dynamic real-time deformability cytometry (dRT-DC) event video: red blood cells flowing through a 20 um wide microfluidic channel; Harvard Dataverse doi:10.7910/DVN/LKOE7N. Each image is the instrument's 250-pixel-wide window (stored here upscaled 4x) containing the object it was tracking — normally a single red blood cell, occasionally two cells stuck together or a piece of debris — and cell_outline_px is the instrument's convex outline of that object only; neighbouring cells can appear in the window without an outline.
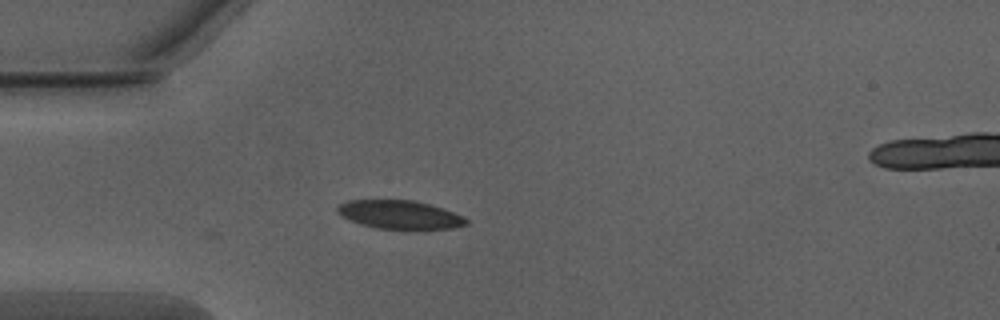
{"species": "Egyptian fruit bat (a non-hibernating species)", "species_latin": "Rousettus aegyptiacus", "temperature_condition": "warm", "stored_images_in_passage": 39, "segment_of_instrument_passage": [1, 2], "camera_frame_rate_fps": 3000, "um_per_image_px": 0.085, "animal": {"sex": "male"}, "frame": {"image": 1, "passage_image": 1, "time_ms": 0.0, "image_size_px": [1000, 320], "cell_outline_px": [[468, 224], [452, 228], [376, 228], [360, 224], [336, 212], [336, 208], [340, 204], [348, 200], [412, 200], [428, 204], [452, 212], [468, 220]], "centroid_in_image_um": [33.93, 18.23], "position_along_channel_um": 51.1, "area_um2": 20.75}}
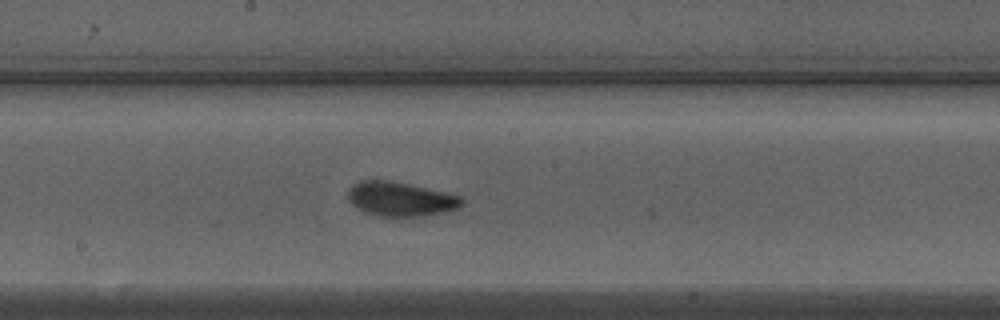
{"frame": {"image": 2, "passage_image": 14, "time_ms": 4.333, "image_size_px": [1000, 320], "cell_outline_px": [[464, 204], [460, 208], [448, 212], [420, 216], [380, 216], [364, 212], [356, 208], [348, 200], [348, 188], [352, 184], [360, 180], [392, 180], [448, 192], [460, 196], [464, 200]], "centroid_in_image_um": [34.07, 16.91], "position_along_channel_um": 214.1, "area_um2": 23.24}}
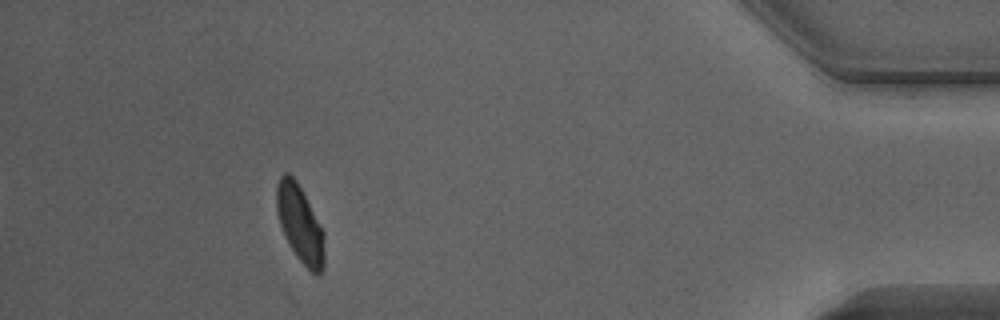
{"frame": {"image": 3, "passage_image": 33, "time_ms": 10.667, "image_size_px": [1000, 320], "cell_outline_px": [[324, 268], [320, 272], [312, 272], [296, 256], [288, 244], [280, 224], [276, 208], [276, 188], [280, 176], [284, 172], [288, 172], [296, 180], [324, 232]], "centroid_in_image_um": [25.48, 19.01], "position_along_channel_um": 409.7, "area_um2": 21.15}}